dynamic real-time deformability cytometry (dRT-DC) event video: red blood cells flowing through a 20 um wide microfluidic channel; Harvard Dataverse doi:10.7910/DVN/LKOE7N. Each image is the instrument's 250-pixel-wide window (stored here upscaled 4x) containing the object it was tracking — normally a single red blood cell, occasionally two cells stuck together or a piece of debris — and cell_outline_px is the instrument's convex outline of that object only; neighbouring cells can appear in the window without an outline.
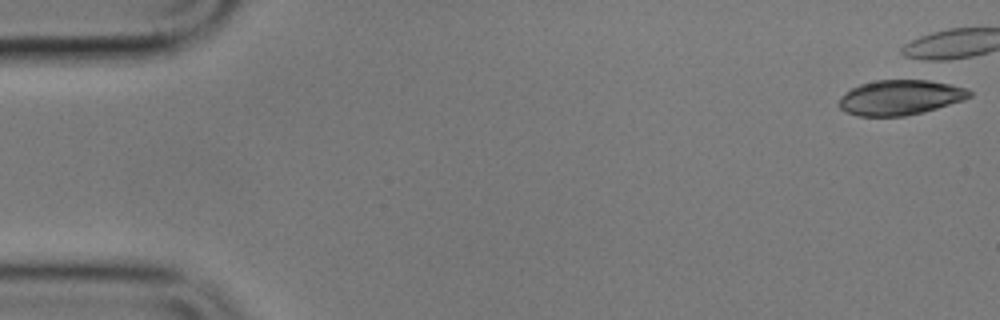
{"species": "common noctule bat (a hibernating species)", "species_latin": "Nyctalus noctula", "temperature_condition": "cold", "stored_images_in_passage": 16, "camera_frame_rate_fps": 3000, "um_per_image_px": 0.085, "animal": {"sex": "male", "body_mass_g": 17.9}, "frame": {"image": 1, "passage_image": 1, "time_ms": 0.0, "image_size_px": [1000, 320], "cell_outline_px": [[972, 96], [964, 100], [924, 112], [904, 116], [856, 116], [844, 112], [836, 104], [840, 96], [852, 88], [860, 84], [876, 80], [924, 76], [968, 88], [972, 92]], "centroid_in_image_um": [76.57, 8.23], "position_along_channel_um": 8.4, "area_um2": 28.09}}